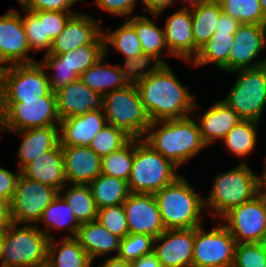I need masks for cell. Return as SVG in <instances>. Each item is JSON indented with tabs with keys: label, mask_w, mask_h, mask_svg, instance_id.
<instances>
[{
	"label": "cell",
	"mask_w": 266,
	"mask_h": 267,
	"mask_svg": "<svg viewBox=\"0 0 266 267\" xmlns=\"http://www.w3.org/2000/svg\"><path fill=\"white\" fill-rule=\"evenodd\" d=\"M88 186L97 209L123 204L131 193L128 181L102 173Z\"/></svg>",
	"instance_id": "obj_32"
},
{
	"label": "cell",
	"mask_w": 266,
	"mask_h": 267,
	"mask_svg": "<svg viewBox=\"0 0 266 267\" xmlns=\"http://www.w3.org/2000/svg\"><path fill=\"white\" fill-rule=\"evenodd\" d=\"M88 253L90 259L104 258L112 252L117 256L121 238L112 234L97 220L82 223L74 237Z\"/></svg>",
	"instance_id": "obj_26"
},
{
	"label": "cell",
	"mask_w": 266,
	"mask_h": 267,
	"mask_svg": "<svg viewBox=\"0 0 266 267\" xmlns=\"http://www.w3.org/2000/svg\"><path fill=\"white\" fill-rule=\"evenodd\" d=\"M231 73L238 77L223 101L242 120L260 122L266 107V69L261 66Z\"/></svg>",
	"instance_id": "obj_9"
},
{
	"label": "cell",
	"mask_w": 266,
	"mask_h": 267,
	"mask_svg": "<svg viewBox=\"0 0 266 267\" xmlns=\"http://www.w3.org/2000/svg\"><path fill=\"white\" fill-rule=\"evenodd\" d=\"M134 158V139H130L120 149L101 158V173L129 180Z\"/></svg>",
	"instance_id": "obj_38"
},
{
	"label": "cell",
	"mask_w": 266,
	"mask_h": 267,
	"mask_svg": "<svg viewBox=\"0 0 266 267\" xmlns=\"http://www.w3.org/2000/svg\"><path fill=\"white\" fill-rule=\"evenodd\" d=\"M49 241L37 225L12 222L3 229L1 267H46Z\"/></svg>",
	"instance_id": "obj_5"
},
{
	"label": "cell",
	"mask_w": 266,
	"mask_h": 267,
	"mask_svg": "<svg viewBox=\"0 0 266 267\" xmlns=\"http://www.w3.org/2000/svg\"><path fill=\"white\" fill-rule=\"evenodd\" d=\"M104 115L109 125L131 139H143L150 125L136 86H127L104 95Z\"/></svg>",
	"instance_id": "obj_7"
},
{
	"label": "cell",
	"mask_w": 266,
	"mask_h": 267,
	"mask_svg": "<svg viewBox=\"0 0 266 267\" xmlns=\"http://www.w3.org/2000/svg\"><path fill=\"white\" fill-rule=\"evenodd\" d=\"M154 196L166 230L203 225L204 198L191 187L182 173Z\"/></svg>",
	"instance_id": "obj_3"
},
{
	"label": "cell",
	"mask_w": 266,
	"mask_h": 267,
	"mask_svg": "<svg viewBox=\"0 0 266 267\" xmlns=\"http://www.w3.org/2000/svg\"><path fill=\"white\" fill-rule=\"evenodd\" d=\"M58 194L70 206L81 224L97 220L98 209L88 185L66 184Z\"/></svg>",
	"instance_id": "obj_34"
},
{
	"label": "cell",
	"mask_w": 266,
	"mask_h": 267,
	"mask_svg": "<svg viewBox=\"0 0 266 267\" xmlns=\"http://www.w3.org/2000/svg\"><path fill=\"white\" fill-rule=\"evenodd\" d=\"M100 23H103L102 19L97 21L85 12L74 14L47 54H63L91 43L102 32Z\"/></svg>",
	"instance_id": "obj_21"
},
{
	"label": "cell",
	"mask_w": 266,
	"mask_h": 267,
	"mask_svg": "<svg viewBox=\"0 0 266 267\" xmlns=\"http://www.w3.org/2000/svg\"><path fill=\"white\" fill-rule=\"evenodd\" d=\"M56 241V242H55ZM85 249L75 238L50 239L46 267H93Z\"/></svg>",
	"instance_id": "obj_30"
},
{
	"label": "cell",
	"mask_w": 266,
	"mask_h": 267,
	"mask_svg": "<svg viewBox=\"0 0 266 267\" xmlns=\"http://www.w3.org/2000/svg\"><path fill=\"white\" fill-rule=\"evenodd\" d=\"M58 55L78 77L94 65L104 55V40L102 32L91 42Z\"/></svg>",
	"instance_id": "obj_37"
},
{
	"label": "cell",
	"mask_w": 266,
	"mask_h": 267,
	"mask_svg": "<svg viewBox=\"0 0 266 267\" xmlns=\"http://www.w3.org/2000/svg\"><path fill=\"white\" fill-rule=\"evenodd\" d=\"M123 207L129 233L157 238L166 230L154 194L131 192Z\"/></svg>",
	"instance_id": "obj_16"
},
{
	"label": "cell",
	"mask_w": 266,
	"mask_h": 267,
	"mask_svg": "<svg viewBox=\"0 0 266 267\" xmlns=\"http://www.w3.org/2000/svg\"><path fill=\"white\" fill-rule=\"evenodd\" d=\"M106 55L83 72L79 79L91 90L103 95L127 87L119 64L104 63Z\"/></svg>",
	"instance_id": "obj_27"
},
{
	"label": "cell",
	"mask_w": 266,
	"mask_h": 267,
	"mask_svg": "<svg viewBox=\"0 0 266 267\" xmlns=\"http://www.w3.org/2000/svg\"><path fill=\"white\" fill-rule=\"evenodd\" d=\"M236 240L221 223L206 231L195 228L192 267H232Z\"/></svg>",
	"instance_id": "obj_12"
},
{
	"label": "cell",
	"mask_w": 266,
	"mask_h": 267,
	"mask_svg": "<svg viewBox=\"0 0 266 267\" xmlns=\"http://www.w3.org/2000/svg\"><path fill=\"white\" fill-rule=\"evenodd\" d=\"M163 29L170 54L191 63L200 49L194 41L191 9H177L168 17Z\"/></svg>",
	"instance_id": "obj_18"
},
{
	"label": "cell",
	"mask_w": 266,
	"mask_h": 267,
	"mask_svg": "<svg viewBox=\"0 0 266 267\" xmlns=\"http://www.w3.org/2000/svg\"><path fill=\"white\" fill-rule=\"evenodd\" d=\"M178 167L143 139H134V158L128 185L132 193L154 194L172 183Z\"/></svg>",
	"instance_id": "obj_6"
},
{
	"label": "cell",
	"mask_w": 266,
	"mask_h": 267,
	"mask_svg": "<svg viewBox=\"0 0 266 267\" xmlns=\"http://www.w3.org/2000/svg\"><path fill=\"white\" fill-rule=\"evenodd\" d=\"M21 175V170L13 173L8 169L0 166V197L11 201L13 194L16 190L17 181Z\"/></svg>",
	"instance_id": "obj_50"
},
{
	"label": "cell",
	"mask_w": 266,
	"mask_h": 267,
	"mask_svg": "<svg viewBox=\"0 0 266 267\" xmlns=\"http://www.w3.org/2000/svg\"><path fill=\"white\" fill-rule=\"evenodd\" d=\"M266 243H236L232 267H265Z\"/></svg>",
	"instance_id": "obj_45"
},
{
	"label": "cell",
	"mask_w": 266,
	"mask_h": 267,
	"mask_svg": "<svg viewBox=\"0 0 266 267\" xmlns=\"http://www.w3.org/2000/svg\"><path fill=\"white\" fill-rule=\"evenodd\" d=\"M235 32H214L204 43L196 57L190 63L194 67L215 64L216 68L228 73V58Z\"/></svg>",
	"instance_id": "obj_31"
},
{
	"label": "cell",
	"mask_w": 266,
	"mask_h": 267,
	"mask_svg": "<svg viewBox=\"0 0 266 267\" xmlns=\"http://www.w3.org/2000/svg\"><path fill=\"white\" fill-rule=\"evenodd\" d=\"M195 118L151 122L143 140L180 168L207 147Z\"/></svg>",
	"instance_id": "obj_2"
},
{
	"label": "cell",
	"mask_w": 266,
	"mask_h": 267,
	"mask_svg": "<svg viewBox=\"0 0 266 267\" xmlns=\"http://www.w3.org/2000/svg\"><path fill=\"white\" fill-rule=\"evenodd\" d=\"M67 184L89 185L101 174V157L90 147H61Z\"/></svg>",
	"instance_id": "obj_22"
},
{
	"label": "cell",
	"mask_w": 266,
	"mask_h": 267,
	"mask_svg": "<svg viewBox=\"0 0 266 267\" xmlns=\"http://www.w3.org/2000/svg\"><path fill=\"white\" fill-rule=\"evenodd\" d=\"M1 131H19L46 126H59L56 93L50 91L38 99L20 103H0Z\"/></svg>",
	"instance_id": "obj_8"
},
{
	"label": "cell",
	"mask_w": 266,
	"mask_h": 267,
	"mask_svg": "<svg viewBox=\"0 0 266 267\" xmlns=\"http://www.w3.org/2000/svg\"><path fill=\"white\" fill-rule=\"evenodd\" d=\"M123 63L119 67L127 85L136 87L146 76L152 74L162 65L156 57L146 53L136 57L124 58Z\"/></svg>",
	"instance_id": "obj_39"
},
{
	"label": "cell",
	"mask_w": 266,
	"mask_h": 267,
	"mask_svg": "<svg viewBox=\"0 0 266 267\" xmlns=\"http://www.w3.org/2000/svg\"><path fill=\"white\" fill-rule=\"evenodd\" d=\"M76 2H81V1L80 0H31V2L23 10L73 12V10L71 9Z\"/></svg>",
	"instance_id": "obj_49"
},
{
	"label": "cell",
	"mask_w": 266,
	"mask_h": 267,
	"mask_svg": "<svg viewBox=\"0 0 266 267\" xmlns=\"http://www.w3.org/2000/svg\"><path fill=\"white\" fill-rule=\"evenodd\" d=\"M259 123L252 120H242L235 125L222 140L227 151L233 155L246 157L256 148L257 129Z\"/></svg>",
	"instance_id": "obj_36"
},
{
	"label": "cell",
	"mask_w": 266,
	"mask_h": 267,
	"mask_svg": "<svg viewBox=\"0 0 266 267\" xmlns=\"http://www.w3.org/2000/svg\"><path fill=\"white\" fill-rule=\"evenodd\" d=\"M263 67L266 69V58H264Z\"/></svg>",
	"instance_id": "obj_62"
},
{
	"label": "cell",
	"mask_w": 266,
	"mask_h": 267,
	"mask_svg": "<svg viewBox=\"0 0 266 267\" xmlns=\"http://www.w3.org/2000/svg\"><path fill=\"white\" fill-rule=\"evenodd\" d=\"M104 259L105 261L103 262L101 260L100 265H97L98 267H131L130 262L120 259L117 256H110Z\"/></svg>",
	"instance_id": "obj_55"
},
{
	"label": "cell",
	"mask_w": 266,
	"mask_h": 267,
	"mask_svg": "<svg viewBox=\"0 0 266 267\" xmlns=\"http://www.w3.org/2000/svg\"><path fill=\"white\" fill-rule=\"evenodd\" d=\"M223 12L217 0H207L191 8L192 31L195 44L200 48L216 30V22Z\"/></svg>",
	"instance_id": "obj_33"
},
{
	"label": "cell",
	"mask_w": 266,
	"mask_h": 267,
	"mask_svg": "<svg viewBox=\"0 0 266 267\" xmlns=\"http://www.w3.org/2000/svg\"><path fill=\"white\" fill-rule=\"evenodd\" d=\"M221 218L236 243H266V206L258 194Z\"/></svg>",
	"instance_id": "obj_13"
},
{
	"label": "cell",
	"mask_w": 266,
	"mask_h": 267,
	"mask_svg": "<svg viewBox=\"0 0 266 267\" xmlns=\"http://www.w3.org/2000/svg\"><path fill=\"white\" fill-rule=\"evenodd\" d=\"M42 223H44V227L40 228L39 224L41 225ZM37 226L49 239H54V234L51 233V230L58 231L62 229H66L70 233L64 238H74L81 223L71 211L70 206L58 194L43 211Z\"/></svg>",
	"instance_id": "obj_28"
},
{
	"label": "cell",
	"mask_w": 266,
	"mask_h": 267,
	"mask_svg": "<svg viewBox=\"0 0 266 267\" xmlns=\"http://www.w3.org/2000/svg\"><path fill=\"white\" fill-rule=\"evenodd\" d=\"M30 51L20 12L8 10L0 16V64L4 67L38 62L28 55Z\"/></svg>",
	"instance_id": "obj_15"
},
{
	"label": "cell",
	"mask_w": 266,
	"mask_h": 267,
	"mask_svg": "<svg viewBox=\"0 0 266 267\" xmlns=\"http://www.w3.org/2000/svg\"><path fill=\"white\" fill-rule=\"evenodd\" d=\"M258 176L247 163L215 176L209 196L204 198L210 215L221 218L230 209L241 205L258 194Z\"/></svg>",
	"instance_id": "obj_4"
},
{
	"label": "cell",
	"mask_w": 266,
	"mask_h": 267,
	"mask_svg": "<svg viewBox=\"0 0 266 267\" xmlns=\"http://www.w3.org/2000/svg\"><path fill=\"white\" fill-rule=\"evenodd\" d=\"M47 73L40 61L4 66L0 103H20L23 99L46 96L51 91Z\"/></svg>",
	"instance_id": "obj_10"
},
{
	"label": "cell",
	"mask_w": 266,
	"mask_h": 267,
	"mask_svg": "<svg viewBox=\"0 0 266 267\" xmlns=\"http://www.w3.org/2000/svg\"><path fill=\"white\" fill-rule=\"evenodd\" d=\"M223 12L237 19L241 24L266 25V18L259 0H217Z\"/></svg>",
	"instance_id": "obj_40"
},
{
	"label": "cell",
	"mask_w": 266,
	"mask_h": 267,
	"mask_svg": "<svg viewBox=\"0 0 266 267\" xmlns=\"http://www.w3.org/2000/svg\"><path fill=\"white\" fill-rule=\"evenodd\" d=\"M130 264L131 267H161L159 260L153 252L131 261Z\"/></svg>",
	"instance_id": "obj_53"
},
{
	"label": "cell",
	"mask_w": 266,
	"mask_h": 267,
	"mask_svg": "<svg viewBox=\"0 0 266 267\" xmlns=\"http://www.w3.org/2000/svg\"><path fill=\"white\" fill-rule=\"evenodd\" d=\"M206 1L207 0H184L185 4L189 3L191 6H185V7L182 6V8H190V7L193 8L199 6L200 4L205 3Z\"/></svg>",
	"instance_id": "obj_57"
},
{
	"label": "cell",
	"mask_w": 266,
	"mask_h": 267,
	"mask_svg": "<svg viewBox=\"0 0 266 267\" xmlns=\"http://www.w3.org/2000/svg\"><path fill=\"white\" fill-rule=\"evenodd\" d=\"M153 20L145 15H133L131 18L126 19L134 28L137 36L140 40L143 53L151 54L156 57L162 64H168L165 62L162 53L171 55L165 43L164 29L159 27L155 19L158 20L159 15H152Z\"/></svg>",
	"instance_id": "obj_29"
},
{
	"label": "cell",
	"mask_w": 266,
	"mask_h": 267,
	"mask_svg": "<svg viewBox=\"0 0 266 267\" xmlns=\"http://www.w3.org/2000/svg\"><path fill=\"white\" fill-rule=\"evenodd\" d=\"M2 70L3 66L0 64V99H1V85H2Z\"/></svg>",
	"instance_id": "obj_61"
},
{
	"label": "cell",
	"mask_w": 266,
	"mask_h": 267,
	"mask_svg": "<svg viewBox=\"0 0 266 267\" xmlns=\"http://www.w3.org/2000/svg\"><path fill=\"white\" fill-rule=\"evenodd\" d=\"M108 124L104 112L90 111L85 115L71 116L60 120L61 147H89L94 137Z\"/></svg>",
	"instance_id": "obj_20"
},
{
	"label": "cell",
	"mask_w": 266,
	"mask_h": 267,
	"mask_svg": "<svg viewBox=\"0 0 266 267\" xmlns=\"http://www.w3.org/2000/svg\"><path fill=\"white\" fill-rule=\"evenodd\" d=\"M258 195L262 198L266 206V167L264 166L263 173L258 176Z\"/></svg>",
	"instance_id": "obj_56"
},
{
	"label": "cell",
	"mask_w": 266,
	"mask_h": 267,
	"mask_svg": "<svg viewBox=\"0 0 266 267\" xmlns=\"http://www.w3.org/2000/svg\"><path fill=\"white\" fill-rule=\"evenodd\" d=\"M21 174L26 178L51 186L58 192L67 184L60 143L28 163Z\"/></svg>",
	"instance_id": "obj_24"
},
{
	"label": "cell",
	"mask_w": 266,
	"mask_h": 267,
	"mask_svg": "<svg viewBox=\"0 0 266 267\" xmlns=\"http://www.w3.org/2000/svg\"><path fill=\"white\" fill-rule=\"evenodd\" d=\"M22 137L18 148V166L22 170L28 163L60 143L59 126H46L13 131Z\"/></svg>",
	"instance_id": "obj_25"
},
{
	"label": "cell",
	"mask_w": 266,
	"mask_h": 267,
	"mask_svg": "<svg viewBox=\"0 0 266 267\" xmlns=\"http://www.w3.org/2000/svg\"><path fill=\"white\" fill-rule=\"evenodd\" d=\"M131 138L122 130L107 124L92 140L90 148L101 158L124 146Z\"/></svg>",
	"instance_id": "obj_43"
},
{
	"label": "cell",
	"mask_w": 266,
	"mask_h": 267,
	"mask_svg": "<svg viewBox=\"0 0 266 267\" xmlns=\"http://www.w3.org/2000/svg\"><path fill=\"white\" fill-rule=\"evenodd\" d=\"M154 237L145 234L129 233L120 240L117 257L131 262L153 252Z\"/></svg>",
	"instance_id": "obj_42"
},
{
	"label": "cell",
	"mask_w": 266,
	"mask_h": 267,
	"mask_svg": "<svg viewBox=\"0 0 266 267\" xmlns=\"http://www.w3.org/2000/svg\"><path fill=\"white\" fill-rule=\"evenodd\" d=\"M97 221L121 239L129 234L123 204L98 209Z\"/></svg>",
	"instance_id": "obj_46"
},
{
	"label": "cell",
	"mask_w": 266,
	"mask_h": 267,
	"mask_svg": "<svg viewBox=\"0 0 266 267\" xmlns=\"http://www.w3.org/2000/svg\"><path fill=\"white\" fill-rule=\"evenodd\" d=\"M194 239L195 228L165 230L154 239L153 253L161 267H192Z\"/></svg>",
	"instance_id": "obj_17"
},
{
	"label": "cell",
	"mask_w": 266,
	"mask_h": 267,
	"mask_svg": "<svg viewBox=\"0 0 266 267\" xmlns=\"http://www.w3.org/2000/svg\"><path fill=\"white\" fill-rule=\"evenodd\" d=\"M23 11L26 15L22 16V23L30 49L35 52L46 50L45 54L49 53L53 41L45 37L44 11Z\"/></svg>",
	"instance_id": "obj_41"
},
{
	"label": "cell",
	"mask_w": 266,
	"mask_h": 267,
	"mask_svg": "<svg viewBox=\"0 0 266 267\" xmlns=\"http://www.w3.org/2000/svg\"><path fill=\"white\" fill-rule=\"evenodd\" d=\"M266 47V25L242 23L234 34L228 58V73L263 66L256 60Z\"/></svg>",
	"instance_id": "obj_14"
},
{
	"label": "cell",
	"mask_w": 266,
	"mask_h": 267,
	"mask_svg": "<svg viewBox=\"0 0 266 267\" xmlns=\"http://www.w3.org/2000/svg\"><path fill=\"white\" fill-rule=\"evenodd\" d=\"M262 11H263V15L266 18V0H259Z\"/></svg>",
	"instance_id": "obj_60"
},
{
	"label": "cell",
	"mask_w": 266,
	"mask_h": 267,
	"mask_svg": "<svg viewBox=\"0 0 266 267\" xmlns=\"http://www.w3.org/2000/svg\"><path fill=\"white\" fill-rule=\"evenodd\" d=\"M150 122L189 117L198 105L169 64H162L137 86Z\"/></svg>",
	"instance_id": "obj_1"
},
{
	"label": "cell",
	"mask_w": 266,
	"mask_h": 267,
	"mask_svg": "<svg viewBox=\"0 0 266 267\" xmlns=\"http://www.w3.org/2000/svg\"><path fill=\"white\" fill-rule=\"evenodd\" d=\"M16 1L21 6L20 8L22 10L31 2V0H16Z\"/></svg>",
	"instance_id": "obj_59"
},
{
	"label": "cell",
	"mask_w": 266,
	"mask_h": 267,
	"mask_svg": "<svg viewBox=\"0 0 266 267\" xmlns=\"http://www.w3.org/2000/svg\"><path fill=\"white\" fill-rule=\"evenodd\" d=\"M78 12L44 11L45 37L54 41L64 30L68 20Z\"/></svg>",
	"instance_id": "obj_47"
},
{
	"label": "cell",
	"mask_w": 266,
	"mask_h": 267,
	"mask_svg": "<svg viewBox=\"0 0 266 267\" xmlns=\"http://www.w3.org/2000/svg\"><path fill=\"white\" fill-rule=\"evenodd\" d=\"M144 8L143 11H148V14L161 15L166 8L170 7L173 3L176 4L177 0H141Z\"/></svg>",
	"instance_id": "obj_51"
},
{
	"label": "cell",
	"mask_w": 266,
	"mask_h": 267,
	"mask_svg": "<svg viewBox=\"0 0 266 267\" xmlns=\"http://www.w3.org/2000/svg\"><path fill=\"white\" fill-rule=\"evenodd\" d=\"M58 195V191L22 174L10 203V216L19 225H37L45 208Z\"/></svg>",
	"instance_id": "obj_11"
},
{
	"label": "cell",
	"mask_w": 266,
	"mask_h": 267,
	"mask_svg": "<svg viewBox=\"0 0 266 267\" xmlns=\"http://www.w3.org/2000/svg\"><path fill=\"white\" fill-rule=\"evenodd\" d=\"M105 32L102 29L104 54L106 56L110 53L109 46L111 45L114 47L111 48L112 51H119L124 58L136 57L143 53L135 28L127 20L113 31Z\"/></svg>",
	"instance_id": "obj_35"
},
{
	"label": "cell",
	"mask_w": 266,
	"mask_h": 267,
	"mask_svg": "<svg viewBox=\"0 0 266 267\" xmlns=\"http://www.w3.org/2000/svg\"><path fill=\"white\" fill-rule=\"evenodd\" d=\"M201 137L206 146L223 140L228 132L242 119L223 99L216 101L196 119Z\"/></svg>",
	"instance_id": "obj_23"
},
{
	"label": "cell",
	"mask_w": 266,
	"mask_h": 267,
	"mask_svg": "<svg viewBox=\"0 0 266 267\" xmlns=\"http://www.w3.org/2000/svg\"><path fill=\"white\" fill-rule=\"evenodd\" d=\"M2 257H3V229H0V267H1Z\"/></svg>",
	"instance_id": "obj_58"
},
{
	"label": "cell",
	"mask_w": 266,
	"mask_h": 267,
	"mask_svg": "<svg viewBox=\"0 0 266 267\" xmlns=\"http://www.w3.org/2000/svg\"><path fill=\"white\" fill-rule=\"evenodd\" d=\"M41 65L48 71H55L53 75H48L49 88L52 92H57L59 89L76 81L79 77L71 71V69L62 62L61 58L55 54H44Z\"/></svg>",
	"instance_id": "obj_44"
},
{
	"label": "cell",
	"mask_w": 266,
	"mask_h": 267,
	"mask_svg": "<svg viewBox=\"0 0 266 267\" xmlns=\"http://www.w3.org/2000/svg\"><path fill=\"white\" fill-rule=\"evenodd\" d=\"M11 223L10 203L0 197V229H5Z\"/></svg>",
	"instance_id": "obj_54"
},
{
	"label": "cell",
	"mask_w": 266,
	"mask_h": 267,
	"mask_svg": "<svg viewBox=\"0 0 266 267\" xmlns=\"http://www.w3.org/2000/svg\"><path fill=\"white\" fill-rule=\"evenodd\" d=\"M56 93L57 112L60 119L104 111V95L91 90L80 79L69 83Z\"/></svg>",
	"instance_id": "obj_19"
},
{
	"label": "cell",
	"mask_w": 266,
	"mask_h": 267,
	"mask_svg": "<svg viewBox=\"0 0 266 267\" xmlns=\"http://www.w3.org/2000/svg\"><path fill=\"white\" fill-rule=\"evenodd\" d=\"M138 0H95L98 8L115 16H129L136 11Z\"/></svg>",
	"instance_id": "obj_48"
},
{
	"label": "cell",
	"mask_w": 266,
	"mask_h": 267,
	"mask_svg": "<svg viewBox=\"0 0 266 267\" xmlns=\"http://www.w3.org/2000/svg\"><path fill=\"white\" fill-rule=\"evenodd\" d=\"M240 24L237 19L222 12L216 22L215 32H236Z\"/></svg>",
	"instance_id": "obj_52"
}]
</instances>
